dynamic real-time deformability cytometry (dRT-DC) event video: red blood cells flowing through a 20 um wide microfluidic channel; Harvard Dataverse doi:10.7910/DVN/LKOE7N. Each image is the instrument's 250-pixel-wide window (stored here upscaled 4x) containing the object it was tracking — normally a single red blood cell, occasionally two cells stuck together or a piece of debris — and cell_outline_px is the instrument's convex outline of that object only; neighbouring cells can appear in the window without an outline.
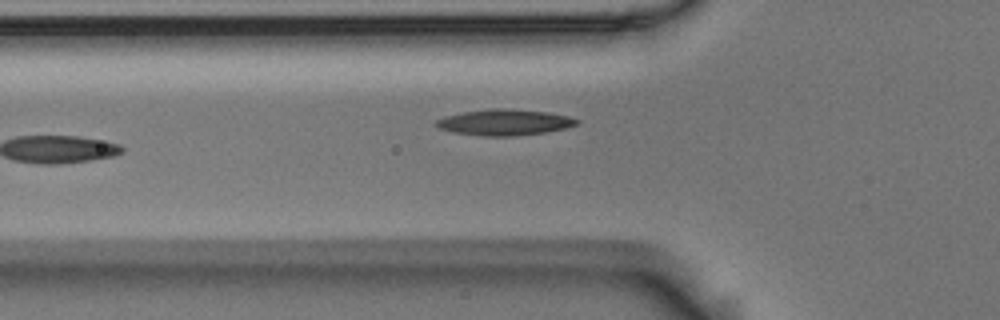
{"species": "Egyptian fruit bat (a non-hibernating species)", "species_latin": "Rousettus aegyptiacus", "temperature_condition": "room temperature", "stored_images_in_passage": 4, "camera_frame_rate_fps": 3000, "um_per_image_px": 0.085, "animal": {"sex": "male"}, "frame": {"image": 1, "passage_image": 4, "time_ms": 1.0, "image_size_px": [1000, 320], "cell_outline_px": [[580, 124], [564, 128], [544, 132], [512, 136], [480, 136], [452, 132], [440, 128], [436, 124], [436, 120], [444, 116], [464, 112], [492, 108], [504, 108], [548, 112], [568, 116], [580, 120]], "centroid_in_image_um": [42.89, 10.39], "position_along_channel_um": 82.9, "area_um2": 21.21}}